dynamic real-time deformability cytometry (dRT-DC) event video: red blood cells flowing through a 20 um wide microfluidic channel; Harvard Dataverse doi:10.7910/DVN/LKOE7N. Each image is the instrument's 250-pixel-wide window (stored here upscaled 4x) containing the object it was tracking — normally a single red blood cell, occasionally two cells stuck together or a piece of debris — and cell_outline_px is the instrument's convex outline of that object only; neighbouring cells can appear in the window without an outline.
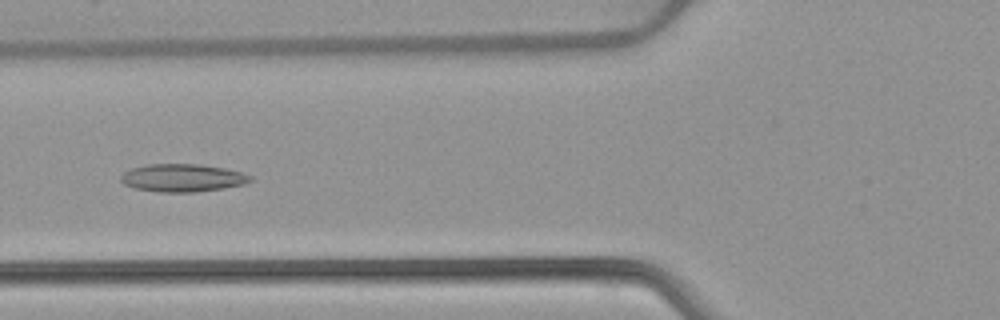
{"species": "common noctule bat (a hibernating species)", "species_latin": "Nyctalus noctula", "temperature_condition": "warm", "stored_images_in_passage": 53, "camera_frame_rate_fps": 3000, "um_per_image_px": 0.085, "animal": {"sex": "female", "body_mass_g": 22.7, "forearm_length_mm": 54.2}, "frame": {"image": 1, "passage_image": 21, "time_ms": 6.667, "image_size_px": [1000, 320], "cell_outline_px": [[252, 180], [244, 184], [224, 188], [192, 192], [160, 192], [136, 188], [124, 184], [120, 180], [120, 176], [124, 172], [132, 168], [148, 164], [200, 164], [224, 168], [240, 172], [252, 176]], "centroid_in_image_um": [15.51, 15.11], "position_along_channel_um": 110.3, "area_um2": 20.87}}
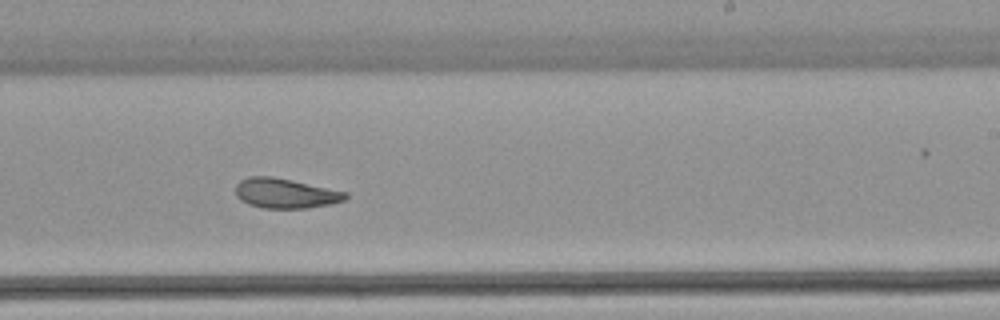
{"frame": {"image": 2, "passage_image": 33, "time_ms": 10.667, "image_size_px": [1000, 320], "cell_outline_px": [[348, 196], [344, 200], [328, 204], [308, 208], [264, 208], [248, 204], [240, 200], [236, 196], [236, 184], [240, 180], [248, 176], [272, 176], [292, 180], [348, 192]], "centroid_in_image_um": [24.23, 16.42], "position_along_channel_um": 264.8, "area_um2": 19.13}}
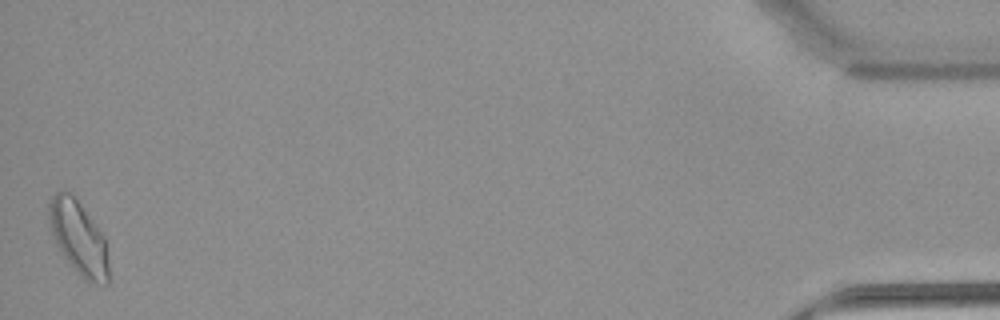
{"frame": {"image": 3, "passage_image": 53, "time_ms": 17.333, "image_size_px": [1000, 320], "cell_outline_px": [[108, 284], [88, 284], [76, 272], [64, 256], [56, 244], [48, 228], [48, 204], [52, 196], [56, 192], [64, 188], [72, 192], [104, 236], [108, 260]], "centroid_in_image_um": [6.64, 20.19], "position_along_channel_um": 428.6, "area_um2": 26.13}, "authors_computed_cell_mechanics": {"area_um2": 21.097, "velocity_mm_per_s": 3.8661, "shape_relaxation_time_tau1_ms": null, "shape_relaxation_time_tau2_ms": 2.4841, "deformation_change_tau1": null, "deformation_change_tau2": 0.0876}}